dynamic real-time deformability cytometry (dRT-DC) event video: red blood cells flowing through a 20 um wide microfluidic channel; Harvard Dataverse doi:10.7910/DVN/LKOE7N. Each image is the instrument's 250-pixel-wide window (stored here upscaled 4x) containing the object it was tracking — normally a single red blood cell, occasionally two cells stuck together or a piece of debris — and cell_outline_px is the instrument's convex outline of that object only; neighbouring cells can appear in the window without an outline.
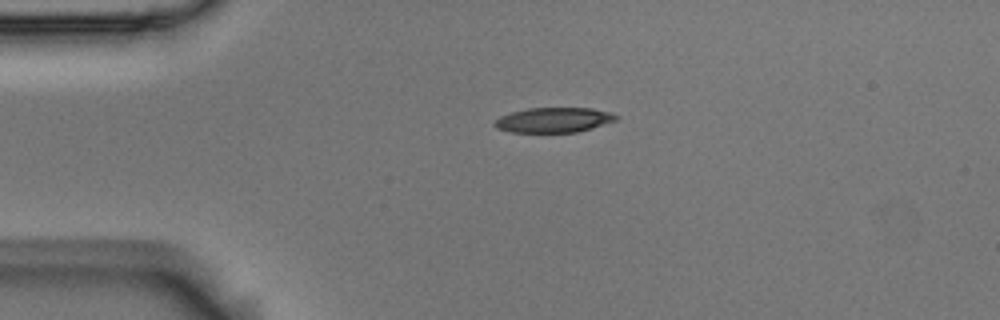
{"species": "Egyptian fruit bat (a non-hibernating species)", "species_latin": "Rousettus aegyptiacus", "temperature_condition": "room temperature", "stored_images_in_passage": 44, "camera_frame_rate_fps": 3000, "um_per_image_px": 0.085, "animal": {"sex": "male"}, "frame": {"image": 1, "passage_image": 1, "time_ms": 0.0, "image_size_px": [1000, 320], "cell_outline_px": [[620, 116], [616, 120], [576, 132], [512, 132], [496, 128], [492, 124], [500, 116], [512, 112], [528, 108], [592, 108], [612, 112]], "centroid_in_image_um": [47.06, 10.19], "position_along_channel_um": 37.9, "area_um2": 17.57}}
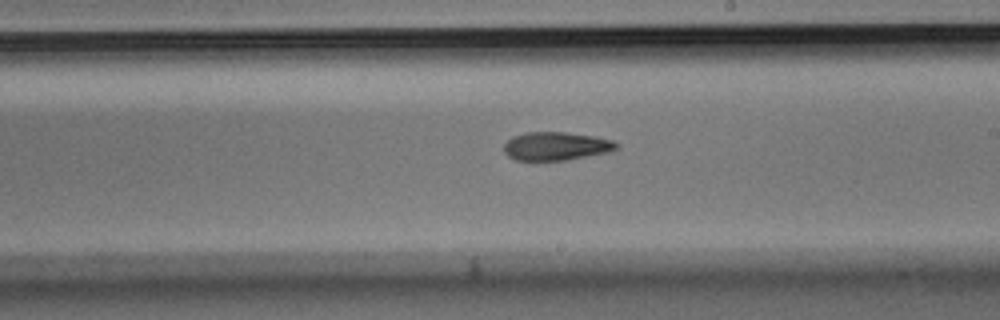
{"frame": {"image": 2, "passage_image": 20, "time_ms": 6.333, "image_size_px": [1000, 320], "cell_outline_px": [[620, 148], [612, 152], [568, 160], [516, 160], [508, 156], [504, 152], [504, 144], [512, 136], [528, 132], [564, 132], [596, 136], [612, 140], [620, 144]], "centroid_in_image_um": [47.33, 12.42], "position_along_channel_um": 241.7, "area_um2": 18.9}}
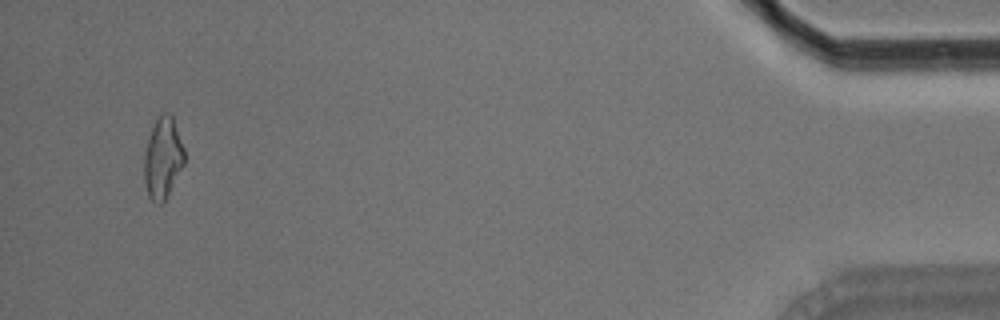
{"frame": {"image": 3, "passage_image": 41, "time_ms": 13.333, "image_size_px": [1000, 320], "cell_outline_px": [[184, 164], [164, 200], [160, 204], [156, 204], [148, 196], [144, 180], [144, 152], [152, 128], [160, 112], [168, 112], [172, 116], [184, 148]], "centroid_in_image_um": [13.83, 13.42], "position_along_channel_um": 421.4, "area_um2": 18.79}, "authors_computed_cell_mechanics": {"area_um2": 18.785, "velocity_mm_per_s": 3.6849, "shape_relaxation_time_tau1_ms": 10.0212, "shape_relaxation_time_tau2_ms": 8.2222, "deformation_change_tau1": 0.218, "deformation_change_tau2": 0.1933}}